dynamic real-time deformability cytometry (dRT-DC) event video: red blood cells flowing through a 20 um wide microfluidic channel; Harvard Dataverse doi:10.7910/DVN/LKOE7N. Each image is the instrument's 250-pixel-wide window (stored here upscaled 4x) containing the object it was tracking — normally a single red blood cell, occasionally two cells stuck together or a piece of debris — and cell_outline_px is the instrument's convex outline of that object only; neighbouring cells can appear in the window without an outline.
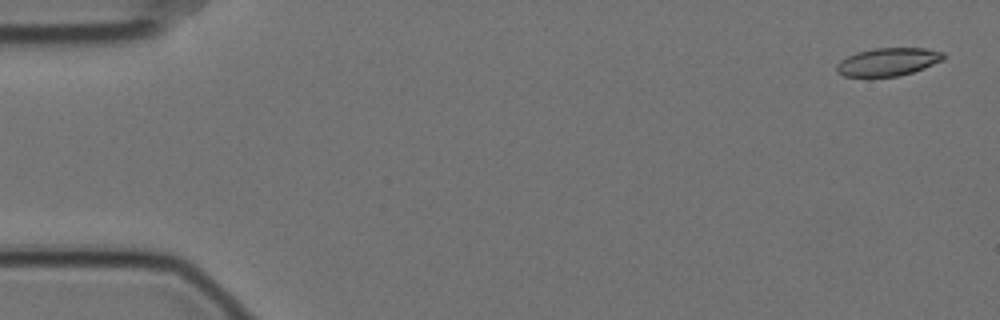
{"species": "Egyptian fruit bat (a non-hibernating species)", "species_latin": "Rousettus aegyptiacus", "temperature_condition": "cold", "stored_images_in_passage": 12, "camera_frame_rate_fps": 3000, "um_per_image_px": 0.085, "animal": {"sex": "female"}, "frame": {"image": 1, "passage_image": 2, "time_ms": 0.333, "image_size_px": [1000, 320], "cell_outline_px": [[944, 60], [924, 68], [900, 76], [844, 76], [836, 72], [836, 64], [840, 60], [856, 52], [872, 48], [924, 48], [944, 52]], "centroid_in_image_um": [75.47, 5.25], "position_along_channel_um": 9.5, "area_um2": 17.46}}